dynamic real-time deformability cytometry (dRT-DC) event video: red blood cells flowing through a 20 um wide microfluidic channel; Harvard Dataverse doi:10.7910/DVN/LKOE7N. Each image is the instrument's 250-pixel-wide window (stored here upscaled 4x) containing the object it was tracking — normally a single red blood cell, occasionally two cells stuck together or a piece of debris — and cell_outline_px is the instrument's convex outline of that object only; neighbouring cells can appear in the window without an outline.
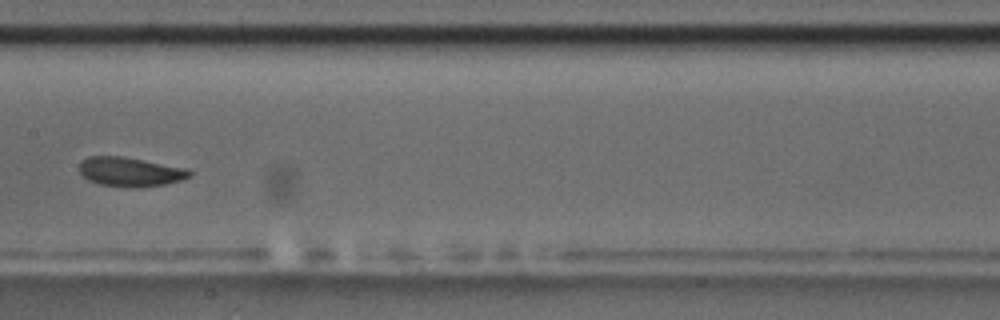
{"species": "common noctule bat (a hibernating species)", "species_latin": "Nyctalus noctula", "temperature_condition": "room temperature", "stored_images_in_passage": 6, "camera_frame_rate_fps": 3000, "um_per_image_px": 0.085, "animal": {"sex": "male", "body_mass_g": 17.5, "forearm_length_mm": 52.3}, "frame": {"image": 1, "passage_image": 6, "time_ms": 6.667, "image_size_px": [1000, 320], "cell_outline_px": [[192, 176], [180, 180], [164, 184], [136, 188], [128, 188], [100, 184], [88, 180], [80, 172], [80, 160], [88, 156], [124, 156], [188, 168], [192, 172]], "centroid_in_image_um": [11.08, 14.6], "position_along_channel_um": 196.3, "area_um2": 19.02}}